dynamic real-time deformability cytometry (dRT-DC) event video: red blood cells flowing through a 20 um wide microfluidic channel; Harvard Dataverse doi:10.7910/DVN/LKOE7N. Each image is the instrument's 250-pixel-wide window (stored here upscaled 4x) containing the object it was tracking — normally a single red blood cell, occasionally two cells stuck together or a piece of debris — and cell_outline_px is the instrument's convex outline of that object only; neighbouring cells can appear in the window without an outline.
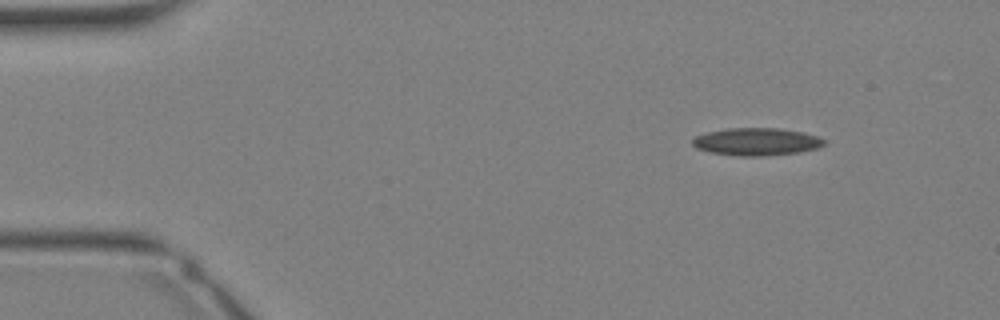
{"species": "Egyptian fruit bat (a non-hibernating species)", "species_latin": "Rousettus aegyptiacus", "temperature_condition": "warm", "stored_images_in_passage": 32, "camera_frame_rate_fps": 3000, "um_per_image_px": 0.085, "animal": {"sex": "female"}, "frame": {"image": 1, "passage_image": 1, "time_ms": 0.0, "image_size_px": [1000, 320], "cell_outline_px": [[824, 144], [820, 148], [800, 152], [764, 156], [740, 156], [712, 152], [696, 148], [692, 144], [692, 140], [696, 136], [708, 132], [728, 128], [780, 128], [800, 132], [816, 136], [824, 140]], "centroid_in_image_um": [64.31, 12.05], "position_along_channel_um": 20.7, "area_um2": 20.98}}
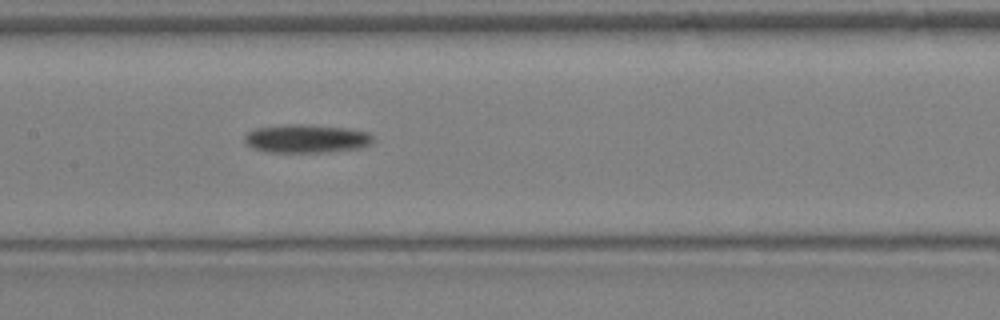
{"frame": {"image": 2, "passage_image": 14, "time_ms": 4.333, "image_size_px": [1000, 320], "cell_outline_px": [[372, 144], [360, 148], [324, 152], [268, 152], [252, 148], [244, 140], [244, 136], [248, 132], [256, 128], [288, 124], [300, 124], [352, 128], [368, 132], [372, 136]], "centroid_in_image_um": [26.06, 11.78], "position_along_channel_um": 181.3, "area_um2": 21.33}}
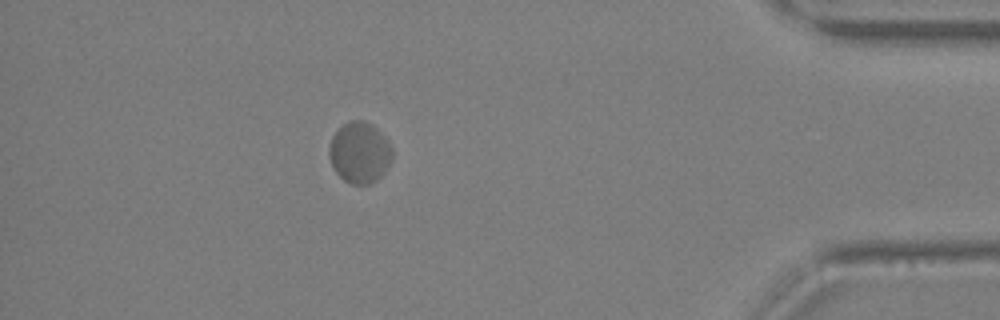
{"frame": {"image": 3, "passage_image": 28, "time_ms": 9.0, "image_size_px": [1000, 320], "cell_outline_px": [[392, 160], [384, 172], [372, 184], [352, 184], [344, 180], [336, 172], [328, 156], [328, 148], [332, 136], [344, 124], [352, 120], [364, 120], [372, 124], [388, 140], [392, 148]], "centroid_in_image_um": [30.57, 12.97], "position_along_channel_um": 404.6, "area_um2": 22.48}}